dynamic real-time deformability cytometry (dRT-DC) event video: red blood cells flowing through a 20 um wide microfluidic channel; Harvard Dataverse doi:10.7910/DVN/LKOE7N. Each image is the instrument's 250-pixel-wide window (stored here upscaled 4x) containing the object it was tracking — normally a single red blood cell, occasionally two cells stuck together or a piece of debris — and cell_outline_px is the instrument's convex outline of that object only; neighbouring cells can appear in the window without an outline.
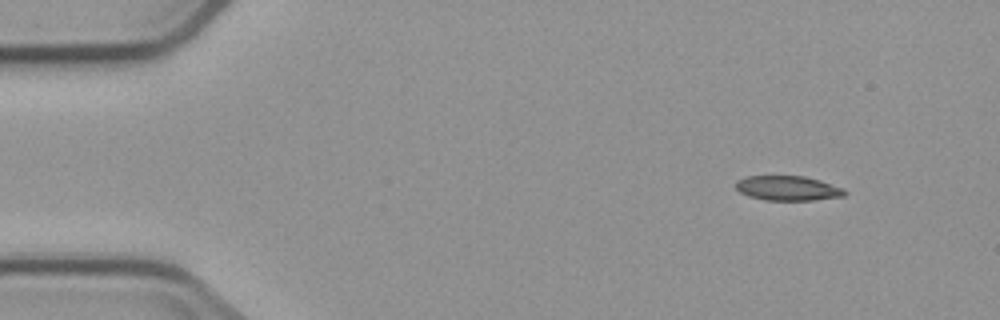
{"species": "common noctule bat (a hibernating species)", "species_latin": "Nyctalus noctula", "temperature_condition": "cold", "stored_images_in_passage": 13, "camera_frame_rate_fps": 3000, "um_per_image_px": 0.085, "animal": {"sex": "male", "body_mass_g": 23.1, "forearm_length_mm": 52.7}, "frame": {"image": 1, "passage_image": 1, "time_ms": 0.0, "image_size_px": [1000, 320], "cell_outline_px": [[848, 192], [844, 196], [812, 200], [764, 200], [748, 196], [740, 192], [736, 188], [736, 180], [748, 176], [804, 176], [820, 180], [844, 188]], "centroid_in_image_um": [66.98, 16.0], "position_along_channel_um": 18.0, "area_um2": 15.72}}
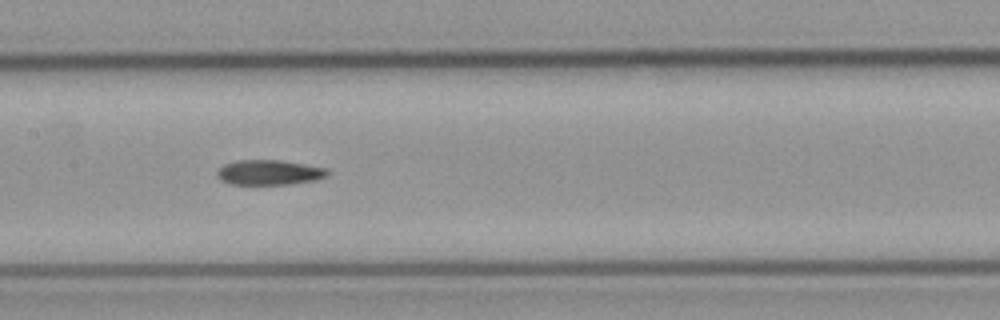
{"frame": {"image": 2, "passage_image": 6, "time_ms": 7.0, "image_size_px": [1000, 320], "cell_outline_px": [[328, 172], [324, 176], [312, 180], [288, 184], [232, 184], [220, 180], [216, 176], [216, 172], [224, 164], [236, 160], [280, 160], [328, 168]], "centroid_in_image_um": [22.82, 14.64], "position_along_channel_um": 184.6, "area_um2": 15.9}}
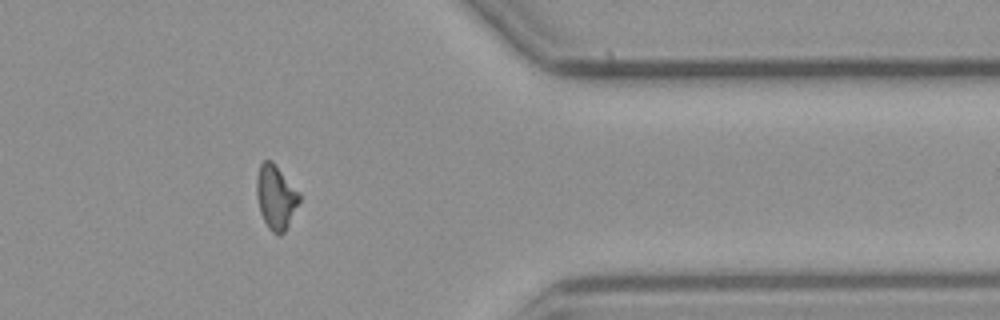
{"frame": {"image": 3, "passage_image": 11, "time_ms": 13.0, "image_size_px": [1000, 320], "cell_outline_px": [[300, 200], [284, 232], [280, 236], [276, 236], [268, 228], [260, 212], [256, 196], [256, 176], [260, 164], [264, 160], [272, 160], [300, 192]], "centroid_in_image_um": [23.43, 16.74], "position_along_channel_um": 388.0, "area_um2": 16.13}, "authors_computed_cell_mechanics": {"area_um2": 15.895, "velocity_mm_per_s": 3.7107, "shape_relaxation_time_tau1_ms": null, "shape_relaxation_time_tau2_ms": 2.4312, "deformation_change_tau1": null, "deformation_change_tau2": 0.0788}}